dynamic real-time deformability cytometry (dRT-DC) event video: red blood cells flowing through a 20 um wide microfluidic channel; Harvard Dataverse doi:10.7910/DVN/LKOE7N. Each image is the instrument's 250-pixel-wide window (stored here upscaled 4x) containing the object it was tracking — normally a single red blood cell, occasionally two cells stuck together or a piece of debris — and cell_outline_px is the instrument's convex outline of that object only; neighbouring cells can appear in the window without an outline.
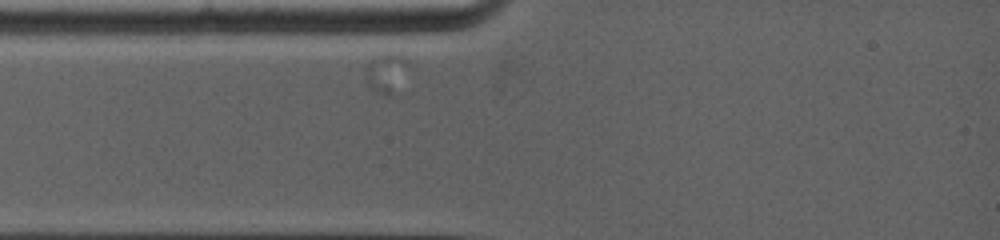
{"species": "common noctule bat (a hibernating species)", "species_latin": "Nyctalus noctula", "temperature_condition": "warm", "stored_images_in_passage": 17, "camera_frame_rate_fps": 5000, "um_per_image_px": 0.085, "animal": {"sex": "female", "body_mass_g": 19.0, "forearm_length_mm": 53.3}, "frame": {"image": 1, "passage_image": 2, "time_ms": 0.2, "image_size_px": [1000, 240], "cell_outline_px": [[412, 64], [392, 96], [388, 96], [376, 92], [372, 88], [364, 76], [364, 64], [368, 60], [384, 52], [400, 52], [408, 56]], "centroid_in_image_um": [32.87, 6.09], "position_along_channel_um": 52.1, "area_um2": 10.69}}
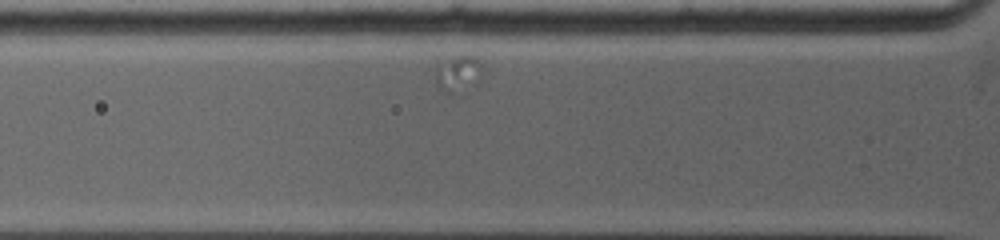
{"frame": {"image": 2, "passage_image": 6, "time_ms": 1.4, "image_size_px": [1000, 240], "cell_outline_px": [[484, 64], [480, 76], [448, 96], [436, 84], [436, 60], [452, 56], [480, 56], [484, 60]], "centroid_in_image_um": [38.89, 6.13], "position_along_channel_um": 86.9, "area_um2": 10.0}}
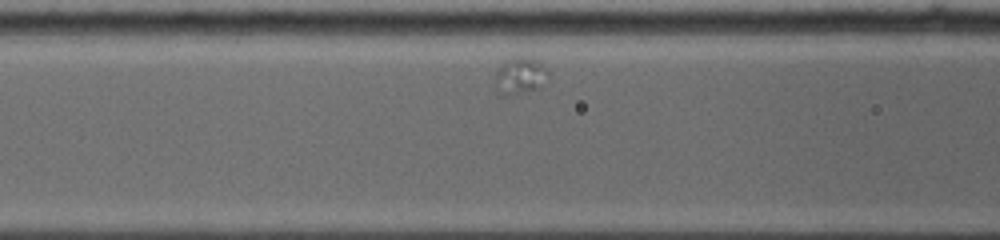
{"frame": {"image": 3, "passage_image": 11, "time_ms": 2.6, "image_size_px": [1000, 240], "cell_outline_px": [[548, 72], [540, 88], [504, 96], [500, 96], [496, 80], [496, 68], [504, 60], [516, 56], [528, 56], [544, 64]], "centroid_in_image_um": [44.19, 6.4], "position_along_channel_um": 122.4, "area_um2": 11.39}}